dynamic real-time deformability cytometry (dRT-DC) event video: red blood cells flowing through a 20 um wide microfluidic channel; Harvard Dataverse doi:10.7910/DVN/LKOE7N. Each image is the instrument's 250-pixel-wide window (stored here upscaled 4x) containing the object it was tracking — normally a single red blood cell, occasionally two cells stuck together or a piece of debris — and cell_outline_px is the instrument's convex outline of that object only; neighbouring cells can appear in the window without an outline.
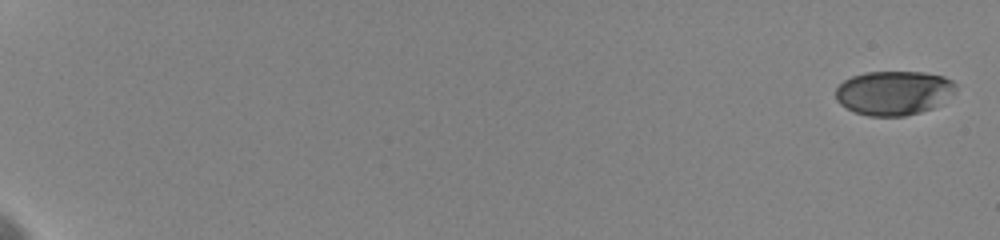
{"species": "human", "species_latin": "Homo sapiens", "temperature_condition": "cold", "stored_images_in_passage": 5, "camera_frame_rate_fps": 3000, "um_per_image_px": 0.085, "donor": {"sex": "female"}, "frame": {"image": 1, "passage_image": 1, "time_ms": 0.0, "image_size_px": [1000, 240], "cell_outline_px": [[956, 92], [932, 108], [920, 112], [904, 116], [868, 116], [856, 112], [840, 104], [836, 100], [836, 88], [844, 80], [852, 76], [864, 72], [924, 72], [944, 76], [952, 80], [956, 84]], "centroid_in_image_um": [75.97, 7.88], "position_along_channel_um": 9.0, "area_um2": 30.98}}